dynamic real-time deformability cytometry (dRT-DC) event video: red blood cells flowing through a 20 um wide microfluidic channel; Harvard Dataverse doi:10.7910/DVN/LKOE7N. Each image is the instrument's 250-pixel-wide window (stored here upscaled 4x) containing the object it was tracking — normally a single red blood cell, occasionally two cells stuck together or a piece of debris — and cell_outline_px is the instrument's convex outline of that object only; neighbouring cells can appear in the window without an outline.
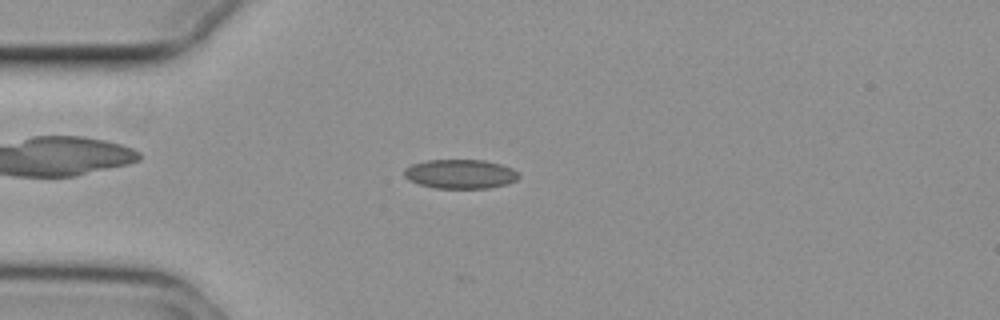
{"species": "common noctule bat (a hibernating species)", "species_latin": "Nyctalus noctula", "temperature_condition": "cold", "stored_images_in_passage": 40, "camera_frame_rate_fps": 3000, "um_per_image_px": 0.085, "animal": {"sex": "female", "body_mass_g": 29.2, "forearm_length_mm": 56.3}, "frame": {"image": 1, "passage_image": 10, "time_ms": 3.0, "image_size_px": [1000, 320], "cell_outline_px": [[520, 176], [516, 180], [508, 184], [488, 188], [436, 188], [420, 184], [408, 180], [404, 176], [404, 168], [412, 164], [428, 160], [484, 160], [500, 164], [512, 168]], "centroid_in_image_um": [39.12, 14.79], "position_along_channel_um": 45.9, "area_um2": 19.48}}
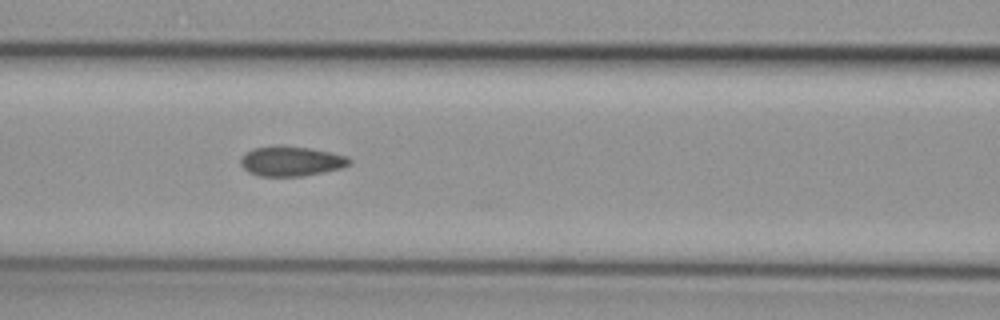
{"frame": {"image": 2, "passage_image": 19, "time_ms": 6.0, "image_size_px": [1000, 320], "cell_outline_px": [[352, 164], [340, 168], [304, 176], [260, 176], [248, 172], [240, 164], [240, 160], [252, 148], [276, 144], [284, 144], [312, 148], [332, 152], [348, 156], [352, 160]], "centroid_in_image_um": [24.77, 13.67], "position_along_channel_um": 141.8, "area_um2": 19.31}}
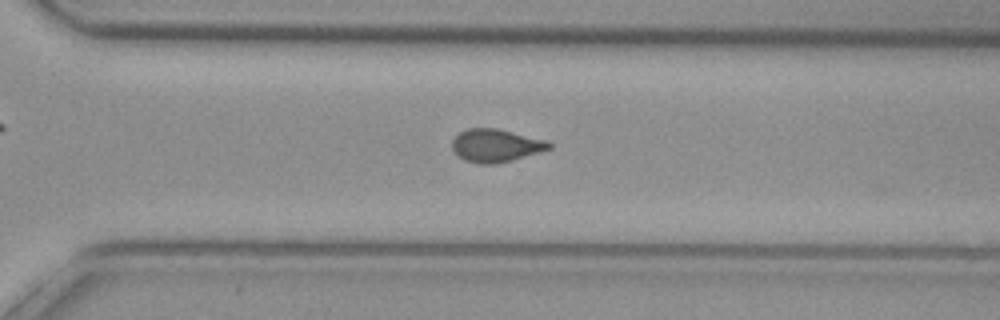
{"frame": {"image": 3, "passage_image": 34, "time_ms": 11.0, "image_size_px": [1000, 320], "cell_outline_px": [[552, 148], [540, 152], [512, 160], [496, 164], [476, 164], [464, 160], [452, 148], [452, 140], [460, 132], [468, 128], [496, 128], [548, 140], [552, 144]], "centroid_in_image_um": [42.17, 12.37], "position_along_channel_um": 328.4, "area_um2": 18.67}, "authors_computed_cell_mechanics": {"area_um2": 18.8717, "velocity_mm_per_s": 3.7357, "shape_relaxation_time_tau1_ms": 8.7154, "shape_relaxation_time_tau2_ms": 1.8578, "deformation_change_tau1": 0.1407, "deformation_change_tau2": 0.0443}}